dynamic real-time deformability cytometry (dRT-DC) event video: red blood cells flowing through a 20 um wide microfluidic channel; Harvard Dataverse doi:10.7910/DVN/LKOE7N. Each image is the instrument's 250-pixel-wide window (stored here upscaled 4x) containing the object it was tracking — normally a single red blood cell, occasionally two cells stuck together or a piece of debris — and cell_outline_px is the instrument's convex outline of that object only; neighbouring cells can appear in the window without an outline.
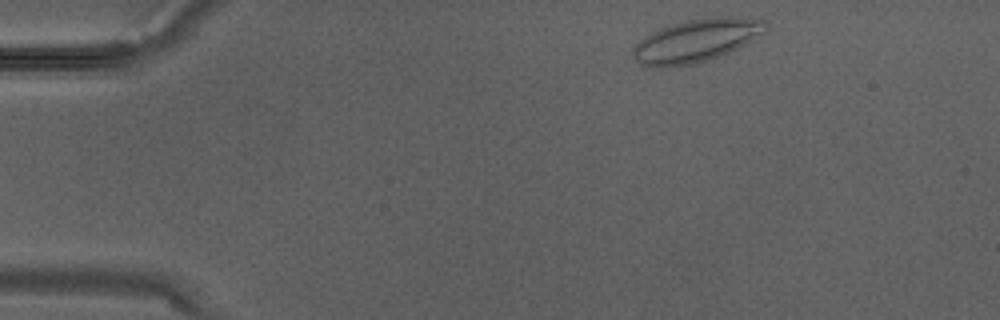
{"species": "Egyptian fruit bat (a non-hibernating species)", "species_latin": "Rousettus aegyptiacus", "temperature_condition": "warm", "stored_images_in_passage": 4, "camera_frame_rate_fps": 3000, "um_per_image_px": 0.085, "animal": {"sex": "male"}, "frame": {"image": 1, "passage_image": 4, "time_ms": 1.0, "image_size_px": [1000, 320], "cell_outline_px": [[768, 24], [764, 32], [752, 40], [728, 52], [692, 64], [660, 68], [652, 68], [640, 64], [632, 56], [632, 48], [644, 36], [660, 28], [688, 20], [768, 20]], "centroid_in_image_um": [59.04, 3.52], "position_along_channel_um": 26.0, "area_um2": 31.62}}